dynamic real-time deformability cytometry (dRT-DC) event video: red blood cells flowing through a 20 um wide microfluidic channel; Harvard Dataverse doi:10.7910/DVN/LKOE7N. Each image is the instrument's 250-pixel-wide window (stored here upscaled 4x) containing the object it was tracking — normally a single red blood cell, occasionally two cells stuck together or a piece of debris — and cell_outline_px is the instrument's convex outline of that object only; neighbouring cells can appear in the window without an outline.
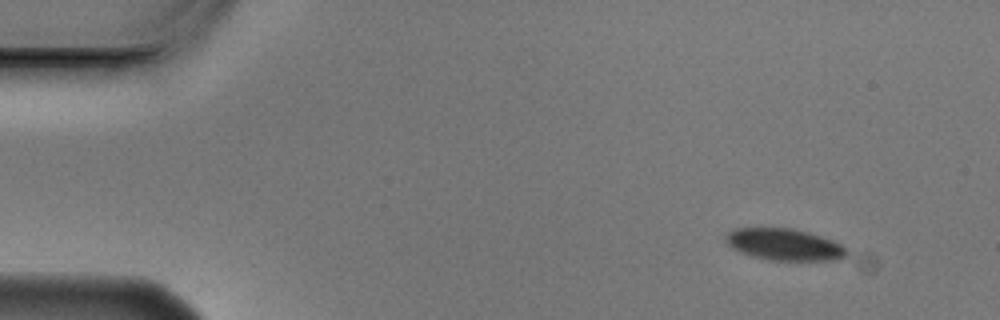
{"species": "Egyptian fruit bat (a non-hibernating species)", "species_latin": "Rousettus aegyptiacus", "temperature_condition": "cold", "stored_images_in_passage": 5, "camera_frame_rate_fps": 3000, "um_per_image_px": 0.085, "animal": {"sex": "male"}, "frame": {"image": 1, "passage_image": 1, "time_ms": 0.0, "image_size_px": [1000, 320], "cell_outline_px": [[848, 252], [840, 260], [768, 260], [752, 256], [740, 252], [732, 248], [724, 240], [724, 236], [732, 228], [792, 228], [808, 232], [832, 240], [840, 244]], "centroid_in_image_um": [66.62, 20.78], "position_along_channel_um": 18.4, "area_um2": 22.37}}
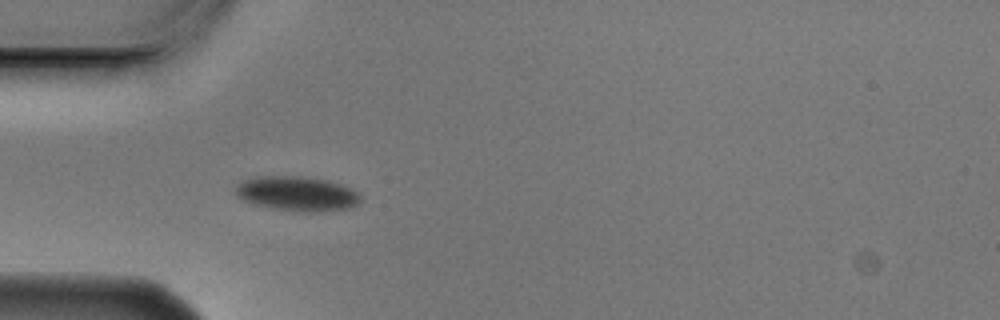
{"frame": {"image": 2, "passage_image": 4, "time_ms": 1.0, "image_size_px": [1000, 320], "cell_outline_px": [[360, 200], [356, 204], [348, 208], [272, 208], [256, 204], [244, 200], [236, 192], [236, 184], [244, 180], [256, 176], [300, 176], [328, 180], [352, 188], [360, 192]], "centroid_in_image_um": [25.22, 16.38], "position_along_channel_um": 59.8, "area_um2": 23.81}}
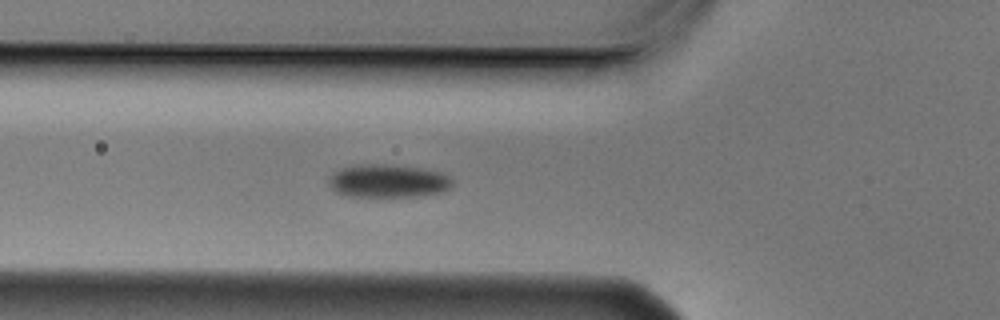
{"frame": {"image": 3, "passage_image": 5, "time_ms": 1.333, "image_size_px": [1000, 320], "cell_outline_px": [[456, 180], [452, 188], [440, 192], [416, 196], [348, 196], [336, 192], [328, 184], [328, 176], [332, 172], [340, 168], [360, 164], [388, 164], [420, 168], [440, 172], [452, 176]], "centroid_in_image_um": [33.0, 15.37], "position_along_channel_um": 92.8, "area_um2": 24.22}}